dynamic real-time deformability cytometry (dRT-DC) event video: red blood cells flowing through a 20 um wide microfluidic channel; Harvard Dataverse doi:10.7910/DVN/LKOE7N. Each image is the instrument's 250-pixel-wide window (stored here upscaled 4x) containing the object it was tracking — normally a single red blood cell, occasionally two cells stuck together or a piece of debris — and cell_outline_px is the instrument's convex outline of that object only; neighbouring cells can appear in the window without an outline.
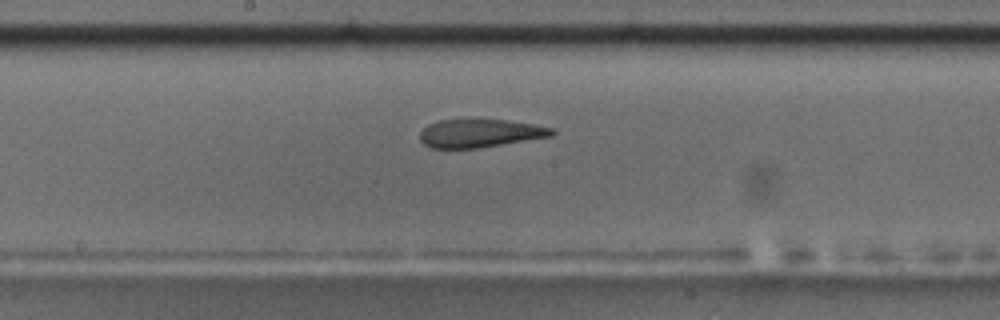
{"species": "common noctule bat (a hibernating species)", "species_latin": "Nyctalus noctula", "temperature_condition": "room temperature", "stored_images_in_passage": 36, "camera_frame_rate_fps": 3000, "um_per_image_px": 0.085, "animal": {"sex": "male", "body_mass_g": 17.5, "forearm_length_mm": 52.3}, "frame": {"image": 1, "passage_image": 16, "time_ms": 5.0, "image_size_px": [1000, 320], "cell_outline_px": [[556, 132], [552, 136], [476, 148], [428, 148], [420, 140], [420, 132], [428, 124], [440, 120], [472, 116], [480, 116], [508, 120], [556, 128]], "centroid_in_image_um": [40.78, 11.27], "position_along_channel_um": 207.4, "area_um2": 22.66}, "authors_computed_cell_mechanics": {"area_um2": 23.5824, "velocity_mm_per_s": 3.6858, "shape_relaxation_time_tau1_ms": null, "shape_relaxation_time_tau2_ms": 2.945, "deformation_change_tau1": null, "deformation_change_tau2": 0.135}}